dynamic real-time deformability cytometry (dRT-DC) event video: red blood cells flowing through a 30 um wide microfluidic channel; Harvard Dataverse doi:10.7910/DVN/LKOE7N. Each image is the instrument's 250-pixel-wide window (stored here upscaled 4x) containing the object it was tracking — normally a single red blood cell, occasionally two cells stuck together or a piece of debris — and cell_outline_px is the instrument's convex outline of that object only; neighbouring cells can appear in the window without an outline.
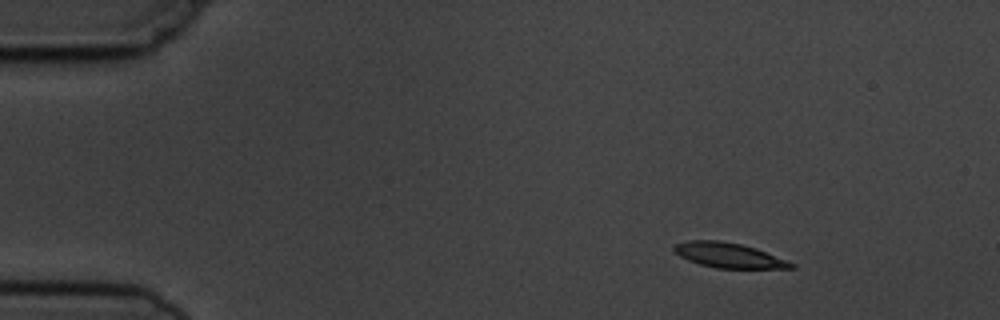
{"species": "common noctule bat (a hibernating species)", "species_latin": "Nyctalus noctula", "temperature_condition": "cold", "stored_images_in_passage": 6, "camera_frame_rate_fps": 3000, "um_per_image_px": 0.085, "animal": {"sex": "male", "body_mass_g": 19.5, "forearm_length_mm": 54.6}, "frame": {"image": 1, "passage_image": 2, "time_ms": 1.0, "image_size_px": [1000, 320], "cell_outline_px": [[796, 268], [716, 268], [700, 264], [688, 260], [680, 256], [672, 248], [676, 244], [688, 240], [720, 240], [740, 244], [756, 248], [788, 260], [796, 264]], "centroid_in_image_um": [61.97, 21.7], "position_along_channel_um": 23.0, "area_um2": 16.99}}
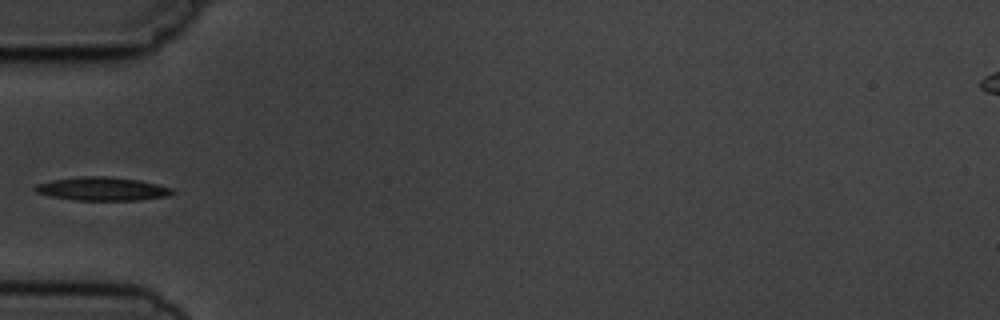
{"frame": {"image": 2, "passage_image": 5, "time_ms": 4.667, "image_size_px": [1000, 320], "cell_outline_px": [[176, 192], [168, 196], [140, 200], [72, 200], [48, 196], [36, 192], [32, 188], [36, 184], [52, 180], [80, 176], [104, 176], [140, 180], [172, 188]], "centroid_in_image_um": [8.67, 16.05], "position_along_channel_um": 76.3, "area_um2": 18.9}}
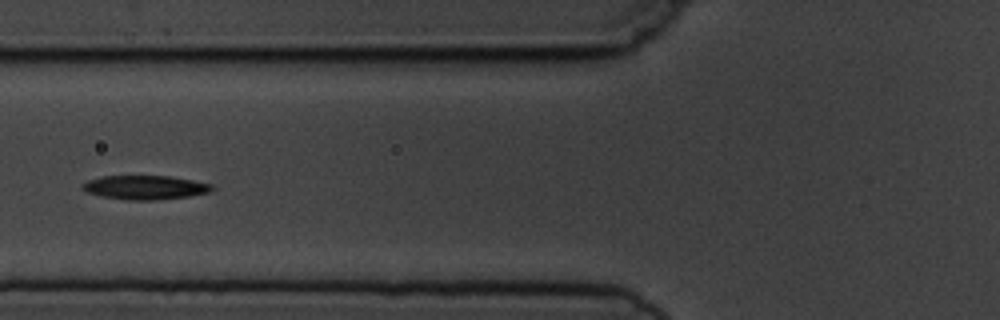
{"frame": {"image": 3, "passage_image": 6, "time_ms": 5.667, "image_size_px": [1000, 320], "cell_outline_px": [[216, 188], [208, 192], [188, 196], [156, 200], [128, 200], [100, 196], [88, 192], [80, 188], [80, 184], [88, 180], [100, 176], [168, 176], [192, 180], [212, 184]], "centroid_in_image_um": [12.29, 15.93], "position_along_channel_um": 113.5, "area_um2": 18.15}}